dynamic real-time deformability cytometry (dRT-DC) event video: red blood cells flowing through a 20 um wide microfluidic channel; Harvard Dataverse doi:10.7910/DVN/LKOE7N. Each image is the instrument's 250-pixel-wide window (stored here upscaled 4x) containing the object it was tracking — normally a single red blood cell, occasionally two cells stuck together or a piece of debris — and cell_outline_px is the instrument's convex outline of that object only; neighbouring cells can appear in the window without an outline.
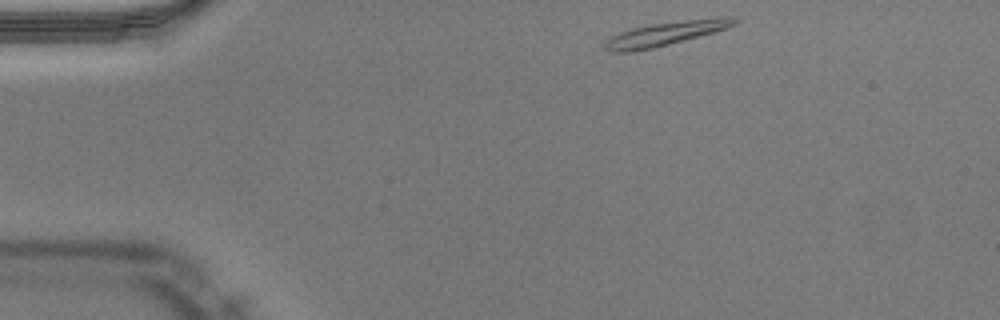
{"species": "Egyptian fruit bat (a non-hibernating species)", "species_latin": "Rousettus aegyptiacus", "temperature_condition": "warm", "stored_images_in_passage": 43, "camera_frame_rate_fps": 3000, "um_per_image_px": 0.085, "animal": {"sex": "male"}, "frame": {"image": 1, "passage_image": 1, "time_ms": 0.0, "image_size_px": [1000, 320], "cell_outline_px": [[740, 20], [736, 24], [728, 28], [668, 44], [652, 48], [632, 52], [608, 52], [604, 48], [604, 44], [612, 36], [620, 32], [632, 28], [648, 24], [716, 16], [732, 16]], "centroid_in_image_um": [56.62, 2.83], "position_along_channel_um": 28.4, "area_um2": 18.15}}
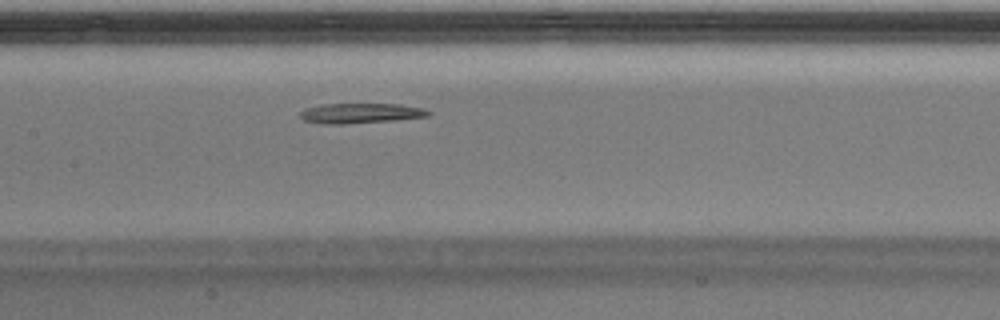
{"frame": {"image": 2, "passage_image": 17, "time_ms": 5.333, "image_size_px": [1000, 320], "cell_outline_px": [[432, 112], [428, 116], [396, 120], [344, 124], [320, 124], [304, 120], [300, 116], [300, 112], [304, 108], [320, 104], [400, 104], [424, 108]], "centroid_in_image_um": [30.63, 9.62], "position_along_channel_um": 176.8, "area_um2": 15.14}}
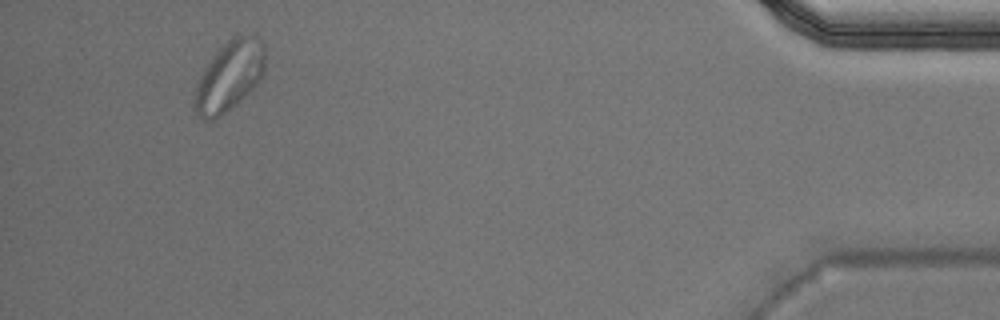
{"frame": {"image": 3, "passage_image": 40, "time_ms": 13.0, "image_size_px": [1000, 320], "cell_outline_px": [[264, 72], [256, 84], [236, 104], [216, 120], [204, 120], [196, 112], [192, 104], [192, 100], [196, 84], [204, 68], [220, 48], [232, 36], [256, 36], [264, 44]], "centroid_in_image_um": [19.46, 6.5], "position_along_channel_um": 415.7, "area_um2": 28.55}, "authors_computed_cell_mechanics": {"area_um2": 17.5712, "velocity_mm_per_s": 3.9776, "shape_relaxation_time_tau1_ms": null, "shape_relaxation_time_tau2_ms": 6.1129, "deformation_change_tau1": null, "deformation_change_tau2": 0.167}}